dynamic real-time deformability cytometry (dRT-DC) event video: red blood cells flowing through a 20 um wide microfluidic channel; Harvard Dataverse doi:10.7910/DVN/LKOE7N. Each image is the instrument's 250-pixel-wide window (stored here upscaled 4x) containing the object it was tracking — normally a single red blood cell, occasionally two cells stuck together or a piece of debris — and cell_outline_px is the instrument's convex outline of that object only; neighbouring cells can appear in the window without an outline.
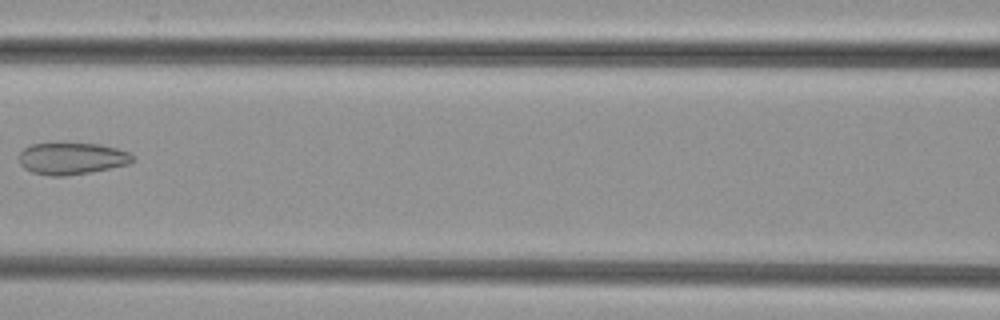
{"species": "common noctule bat (a hibernating species)", "species_latin": "Nyctalus noctula", "temperature_condition": "cold", "stored_images_in_passage": 7, "camera_frame_rate_fps": 3000, "um_per_image_px": 0.085, "animal": {"sex": "female", "body_mass_g": 29.2, "forearm_length_mm": 56.3}, "frame": {"image": 1, "passage_image": 6, "time_ms": 1.667, "image_size_px": [1000, 320], "cell_outline_px": [[136, 160], [128, 164], [112, 168], [92, 172], [64, 176], [48, 176], [32, 172], [24, 168], [20, 164], [20, 152], [24, 148], [32, 144], [64, 140], [100, 144], [116, 148], [128, 152], [136, 156]], "centroid_in_image_um": [6.12, 13.43], "position_along_channel_um": 160.5, "area_um2": 22.08}}
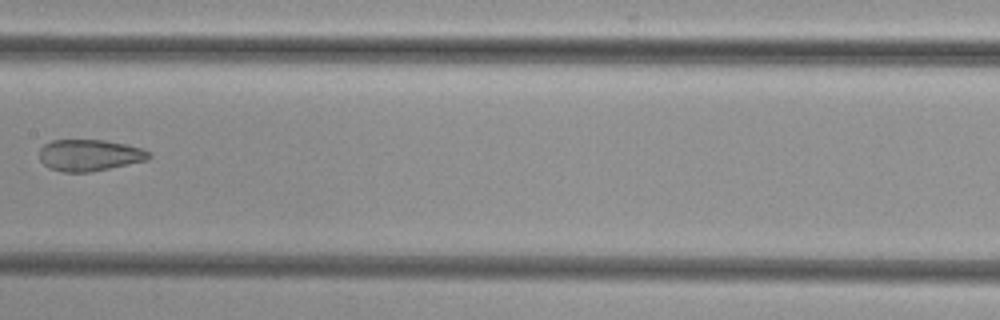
{"frame": {"image": 2, "passage_image": 7, "time_ms": 2.0, "image_size_px": [1000, 320], "cell_outline_px": [[152, 156], [148, 160], [88, 172], [64, 172], [48, 168], [40, 160], [40, 148], [44, 144], [52, 140], [104, 140], [124, 144], [140, 148], [148, 152]], "centroid_in_image_um": [7.57, 13.19], "position_along_channel_um": 199.8, "area_um2": 19.94}}